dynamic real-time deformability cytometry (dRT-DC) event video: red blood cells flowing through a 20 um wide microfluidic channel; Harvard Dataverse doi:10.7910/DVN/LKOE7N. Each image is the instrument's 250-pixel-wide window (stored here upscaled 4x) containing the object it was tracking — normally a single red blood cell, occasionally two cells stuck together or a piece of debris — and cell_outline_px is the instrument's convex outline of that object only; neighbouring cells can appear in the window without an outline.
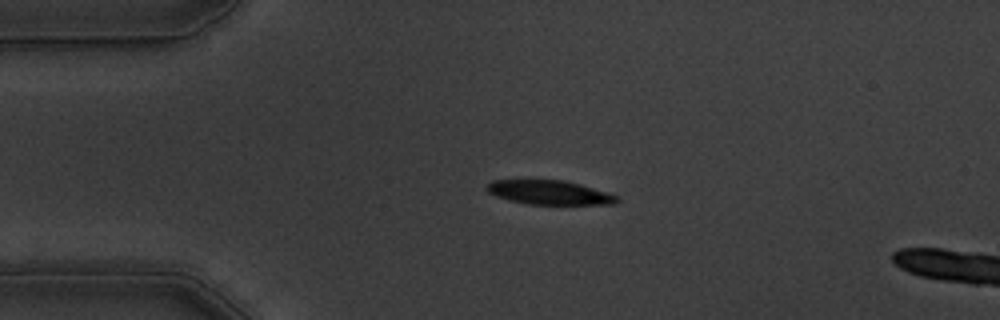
{"species": "common noctule bat (a hibernating species)", "species_latin": "Nyctalus noctula", "temperature_condition": "warm", "stored_images_in_passage": 44, "camera_frame_rate_fps": 3000, "um_per_image_px": 0.085, "animal": {"sex": "male", "body_mass_g": 19.5, "forearm_length_mm": 54.6}, "frame": {"image": 1, "passage_image": 1, "time_ms": 0.0, "image_size_px": [1000, 320], "cell_outline_px": [[620, 200], [616, 204], [528, 204], [508, 200], [496, 196], [488, 192], [484, 188], [492, 180], [564, 180], [580, 184], [616, 196]], "centroid_in_image_um": [46.65, 16.36], "position_along_channel_um": 38.4, "area_um2": 18.15}}
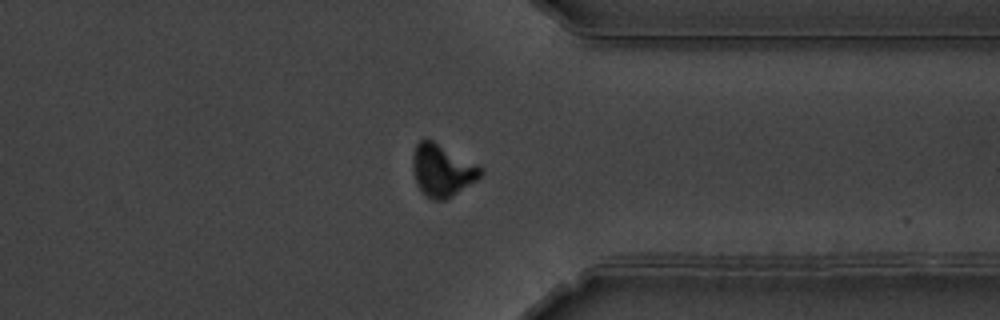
{"frame": {"image": 2, "passage_image": 32, "time_ms": 10.333, "image_size_px": [1000, 320], "cell_outline_px": [[484, 172], [476, 180], [452, 196], [444, 200], [432, 200], [420, 192], [416, 184], [412, 168], [412, 156], [416, 144], [424, 136], [480, 164], [484, 168]], "centroid_in_image_um": [37.58, 14.46], "position_along_channel_um": 373.8, "area_um2": 21.15}}
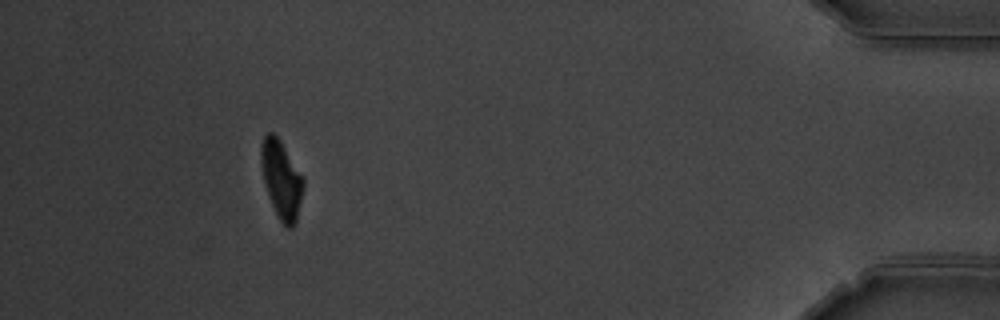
{"frame": {"image": 3, "passage_image": 40, "time_ms": 13.0, "image_size_px": [1000, 320], "cell_outline_px": [[304, 184], [296, 224], [292, 228], [288, 228], [280, 220], [268, 196], [264, 184], [260, 160], [260, 144], [264, 136], [268, 132], [272, 132], [280, 140], [304, 180]], "centroid_in_image_um": [23.89, 15.26], "position_along_channel_um": 411.3, "area_um2": 19.02}}